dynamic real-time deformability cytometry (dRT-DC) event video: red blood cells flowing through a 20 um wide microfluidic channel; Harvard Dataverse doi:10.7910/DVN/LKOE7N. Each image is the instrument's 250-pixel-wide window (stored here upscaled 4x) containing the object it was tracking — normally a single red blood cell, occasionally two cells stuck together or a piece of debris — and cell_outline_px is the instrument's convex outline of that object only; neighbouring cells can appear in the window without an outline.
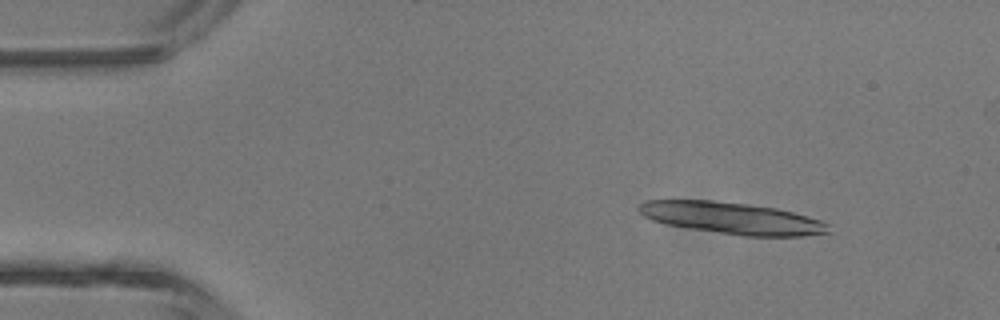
{"species": "common noctule bat (a hibernating species)", "species_latin": "Nyctalus noctula", "temperature_condition": "room temperature", "stored_images_in_passage": 5, "camera_frame_rate_fps": 3000, "um_per_image_px": 0.085, "animal": {"sex": "male", "body_mass_g": 13.3}, "frame": {"image": 1, "passage_image": 2, "time_ms": 1.333, "image_size_px": [1000, 320], "cell_outline_px": [[832, 224], [828, 232], [804, 236], [740, 236], [668, 224], [652, 220], [644, 216], [636, 208], [644, 200], [712, 200], [748, 204], [776, 208], [792, 212], [820, 220]], "centroid_in_image_um": [62.23, 18.54], "position_along_channel_um": 22.8, "area_um2": 34.97}}